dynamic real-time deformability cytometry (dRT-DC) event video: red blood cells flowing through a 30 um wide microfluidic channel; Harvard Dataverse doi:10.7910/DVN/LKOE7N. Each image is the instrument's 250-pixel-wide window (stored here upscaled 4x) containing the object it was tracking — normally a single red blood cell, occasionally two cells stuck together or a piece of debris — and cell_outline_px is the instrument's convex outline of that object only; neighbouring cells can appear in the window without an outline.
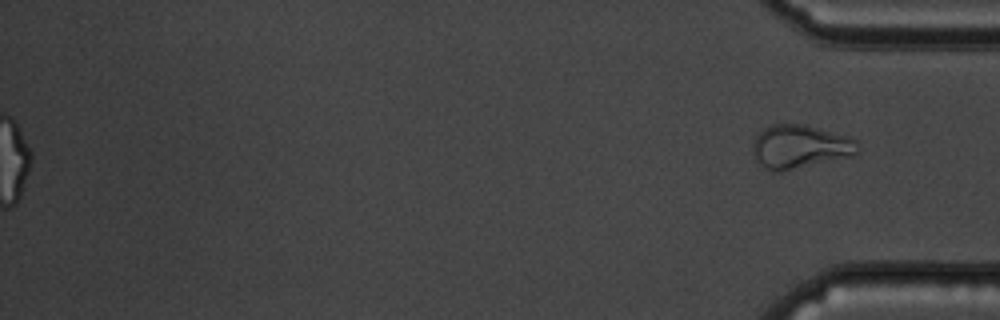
{"species": "common noctule bat (a hibernating species)", "species_latin": "Nyctalus noctula", "temperature_condition": "cold", "stored_images_in_passage": 54, "segment_of_instrument_passage": [2, 2], "camera_frame_rate_fps": 3000, "um_per_image_px": 0.085, "animal": {"sex": "male", "body_mass_g": 19.5, "forearm_length_mm": 54.6}, "frame": {"image": 1, "passage_image": 54, "time_ms": 17.667, "image_size_px": [1000, 320], "cell_outline_px": [[860, 152], [852, 156], [780, 172], [772, 172], [764, 168], [756, 160], [752, 152], [752, 140], [764, 128], [772, 124], [804, 124], [848, 136], [856, 140], [860, 144]], "centroid_in_image_um": [68.0, 12.47], "position_along_channel_um": 367.2, "area_um2": 26.99}}